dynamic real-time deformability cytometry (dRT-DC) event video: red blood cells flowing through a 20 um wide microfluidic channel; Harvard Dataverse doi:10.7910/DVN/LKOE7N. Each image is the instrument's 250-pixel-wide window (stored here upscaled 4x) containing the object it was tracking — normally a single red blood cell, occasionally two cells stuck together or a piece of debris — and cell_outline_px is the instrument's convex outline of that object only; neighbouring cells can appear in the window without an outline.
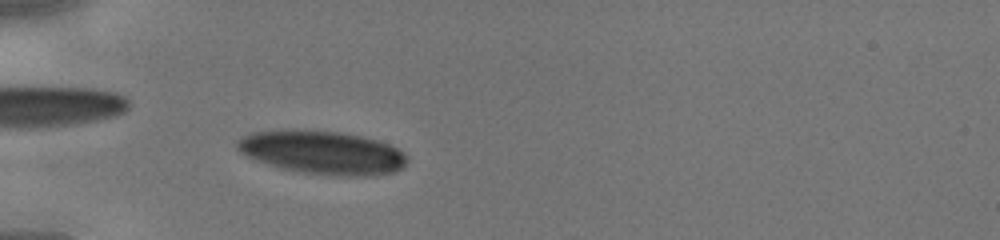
{"species": "human", "species_latin": "Homo sapiens", "temperature_condition": "cold", "stored_images_in_passage": 35, "camera_frame_rate_fps": 3000, "um_per_image_px": 0.085, "donor": {"sex": "male"}, "frame": {"image": 1, "passage_image": 5, "time_ms": 1.333, "image_size_px": [1000, 240], "cell_outline_px": [[408, 160], [396, 172], [372, 176], [340, 176], [304, 172], [280, 168], [256, 160], [240, 152], [236, 148], [236, 140], [252, 132], [284, 128], [336, 132], [360, 136], [380, 140], [396, 148], [408, 156]], "centroid_in_image_um": [27.38, 12.95], "position_along_channel_um": 57.6, "area_um2": 43.18}}
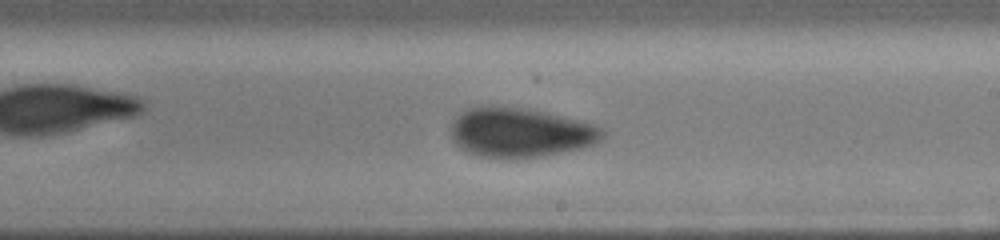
{"frame": {"image": 2, "passage_image": 18, "time_ms": 5.667, "image_size_px": [1000, 240], "cell_outline_px": [[604, 136], [596, 144], [584, 148], [544, 156], [476, 156], [460, 148], [456, 144], [452, 136], [452, 124], [456, 116], [460, 112], [468, 108], [512, 108], [544, 112], [596, 124], [604, 128]], "centroid_in_image_um": [44.29, 11.28], "position_along_channel_um": 244.7, "area_um2": 42.66}}
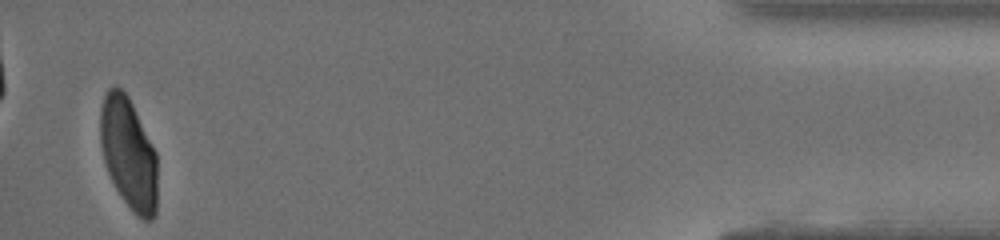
{"frame": {"image": 3, "passage_image": 34, "time_ms": 11.0, "image_size_px": [1000, 240], "cell_outline_px": [[156, 216], [152, 220], [144, 220], [136, 216], [124, 200], [116, 188], [108, 172], [104, 160], [100, 144], [100, 108], [104, 96], [108, 88], [116, 84], [128, 96], [156, 152]], "centroid_in_image_um": [10.92, 13.04], "position_along_channel_um": 424.3, "area_um2": 36.99}}